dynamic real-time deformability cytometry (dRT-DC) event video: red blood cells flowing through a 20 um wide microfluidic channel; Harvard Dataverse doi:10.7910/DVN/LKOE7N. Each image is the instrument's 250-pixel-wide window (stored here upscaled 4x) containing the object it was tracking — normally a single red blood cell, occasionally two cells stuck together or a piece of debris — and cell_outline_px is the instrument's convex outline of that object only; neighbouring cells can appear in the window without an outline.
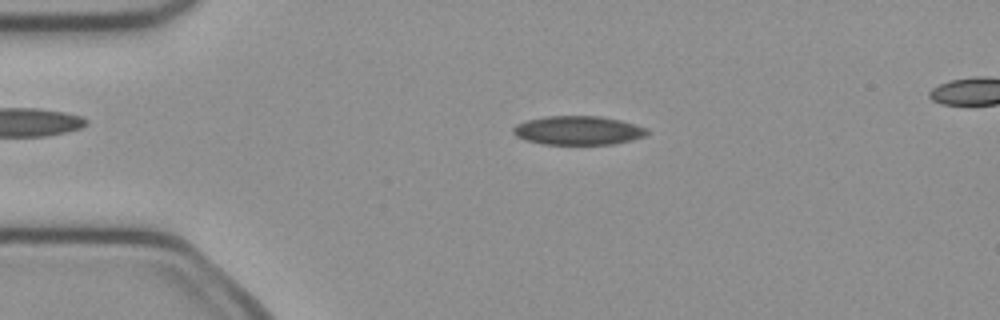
{"species": "common noctule bat (a hibernating species)", "species_latin": "Nyctalus noctula", "temperature_condition": "cold", "stored_images_in_passage": 50, "camera_frame_rate_fps": 3000, "um_per_image_px": 0.085, "animal": {"sex": "female", "body_mass_g": 21.9}, "frame": {"image": 1, "passage_image": 10, "time_ms": 3.0, "image_size_px": [1000, 320], "cell_outline_px": [[648, 132], [644, 136], [632, 140], [612, 144], [544, 144], [524, 140], [516, 136], [512, 132], [512, 128], [516, 124], [528, 120], [548, 116], [600, 116], [620, 120], [648, 128]], "centroid_in_image_um": [49.12, 11.09], "position_along_channel_um": 35.9, "area_um2": 22.48}}
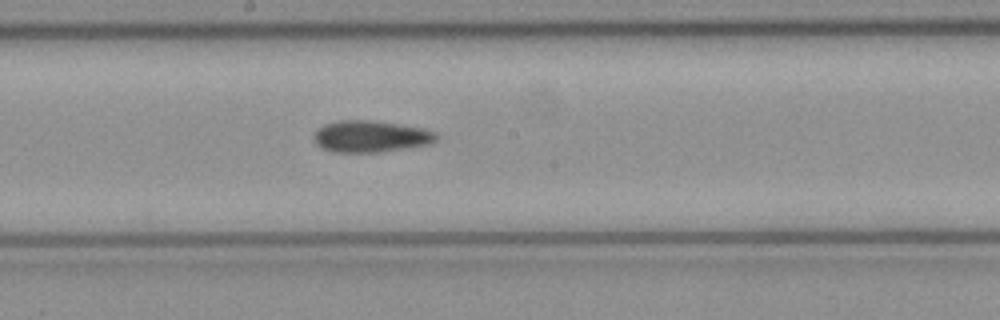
{"frame": {"image": 2, "passage_image": 26, "time_ms": 8.333, "image_size_px": [1000, 320], "cell_outline_px": [[440, 136], [432, 144], [384, 152], [332, 152], [320, 148], [312, 140], [312, 136], [316, 128], [324, 124], [340, 120], [372, 120], [424, 128], [436, 132]], "centroid_in_image_um": [31.5, 11.6], "position_along_channel_um": 216.7, "area_um2": 23.18}}
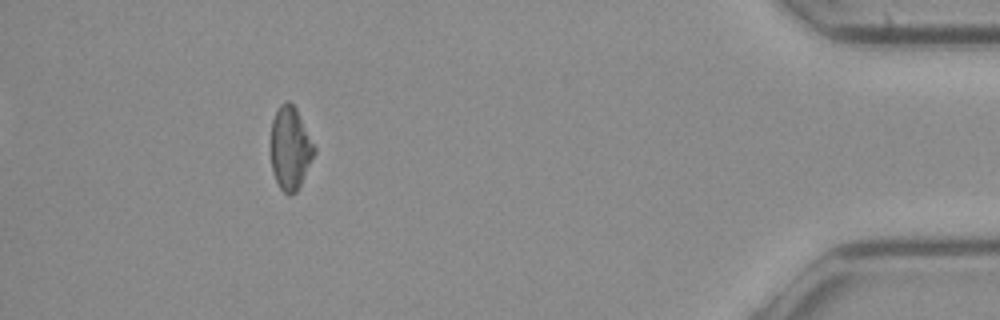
{"frame": {"image": 3, "passage_image": 45, "time_ms": 14.667, "image_size_px": [1000, 320], "cell_outline_px": [[316, 152], [296, 192], [288, 196], [280, 188], [272, 172], [272, 120], [280, 104], [284, 100], [288, 100], [296, 108], [316, 148]], "centroid_in_image_um": [24.68, 12.59], "position_along_channel_um": 410.5, "area_um2": 20.75}, "authors_computed_cell_mechanics": {"area_um2": 22.253, "velocity_mm_per_s": 4.0408, "shape_relaxation_time_tau1_ms": null, "shape_relaxation_time_tau2_ms": 4.4897, "deformation_change_tau1": null, "deformation_change_tau2": 0.1236}}